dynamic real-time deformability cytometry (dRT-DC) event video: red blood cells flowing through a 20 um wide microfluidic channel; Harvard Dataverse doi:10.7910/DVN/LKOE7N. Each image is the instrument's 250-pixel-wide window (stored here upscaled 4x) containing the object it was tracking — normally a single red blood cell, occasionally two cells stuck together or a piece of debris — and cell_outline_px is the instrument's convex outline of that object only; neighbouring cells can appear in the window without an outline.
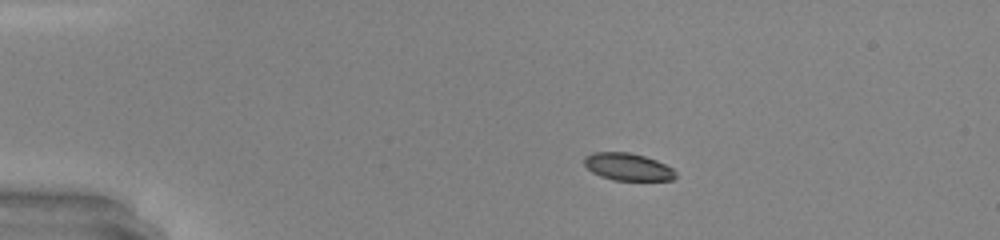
{"species": "common noctule bat (a hibernating species)", "species_latin": "Nyctalus noctula", "temperature_condition": "warm", "stored_images_in_passage": 40, "camera_frame_rate_fps": 3000, "um_per_image_px": 0.085, "animal": {"sex": "male", "body_mass_g": 20.0, "forearm_length_mm": 53.3}, "frame": {"image": 1, "passage_image": 1, "time_ms": 0.0, "image_size_px": [1000, 240], "cell_outline_px": [[676, 176], [672, 180], [612, 180], [600, 176], [592, 172], [584, 164], [584, 156], [592, 152], [628, 152], [644, 156], [656, 160], [672, 168], [676, 172]], "centroid_in_image_um": [53.34, 14.18], "position_along_channel_um": 31.7, "area_um2": 14.57}}
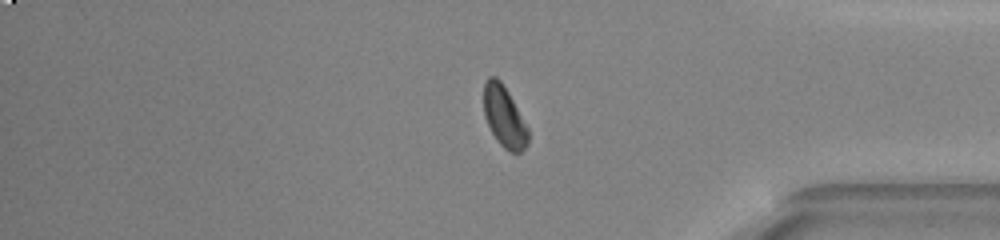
{"frame": {"image": 2, "passage_image": 32, "time_ms": 10.333, "image_size_px": [1000, 240], "cell_outline_px": [[528, 144], [520, 152], [508, 152], [500, 144], [492, 132], [484, 116], [484, 84], [488, 76], [496, 76], [500, 80], [508, 92], [528, 128]], "centroid_in_image_um": [42.85, 9.91], "position_along_channel_um": 392.4, "area_um2": 15.61}}
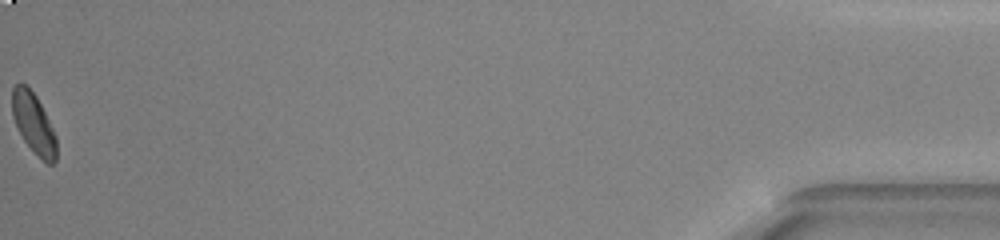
{"frame": {"image": 3, "passage_image": 40, "time_ms": 13.0, "image_size_px": [1000, 240], "cell_outline_px": [[56, 160], [52, 164], [48, 164], [24, 140], [12, 116], [12, 88], [16, 84], [24, 84], [36, 96], [56, 136]], "centroid_in_image_um": [2.85, 10.47], "position_along_channel_um": 432.4, "area_um2": 14.97}, "authors_computed_cell_mechanics": {"area_um2": 16.0684, "velocity_mm_per_s": 4.3297, "shape_relaxation_time_tau1_ms": 1.9428, "shape_relaxation_time_tau2_ms": null, "deformation_change_tau1": 0.1134, "deformation_change_tau2": null}}